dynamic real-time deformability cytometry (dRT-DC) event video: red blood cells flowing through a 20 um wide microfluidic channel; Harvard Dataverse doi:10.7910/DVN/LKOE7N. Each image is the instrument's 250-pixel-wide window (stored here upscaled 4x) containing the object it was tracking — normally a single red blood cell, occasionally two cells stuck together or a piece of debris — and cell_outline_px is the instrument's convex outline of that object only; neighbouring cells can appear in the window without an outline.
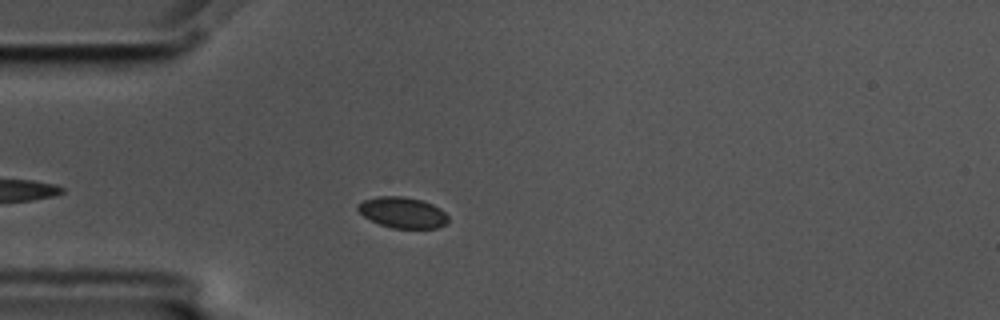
{"species": "common noctule bat (a hibernating species)", "species_latin": "Nyctalus noctula", "temperature_condition": "cold", "stored_images_in_passage": 42, "camera_frame_rate_fps": 3000, "um_per_image_px": 0.085, "animal": {"sex": "male", "body_mass_g": 17.5, "forearm_length_mm": 52.3}, "frame": {"image": 1, "passage_image": 8, "time_ms": 2.333, "image_size_px": [1000, 320], "cell_outline_px": [[448, 220], [444, 224], [436, 228], [392, 228], [380, 224], [364, 216], [356, 208], [364, 200], [376, 196], [404, 196], [424, 200], [440, 208], [448, 216]], "centroid_in_image_um": [34.23, 18.05], "position_along_channel_um": 50.8, "area_um2": 16.18}}
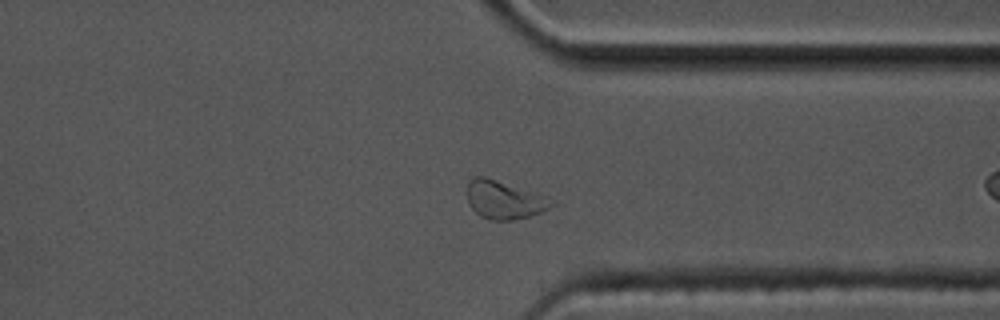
{"frame": {"image": 2, "passage_image": 33, "time_ms": 10.667, "image_size_px": [1000, 320], "cell_outline_px": [[556, 204], [540, 212], [528, 216], [512, 220], [492, 220], [480, 216], [468, 204], [468, 180], [476, 176], [484, 176], [556, 200]], "centroid_in_image_um": [42.84, 16.99], "position_along_channel_um": 368.6, "area_um2": 18.44}}
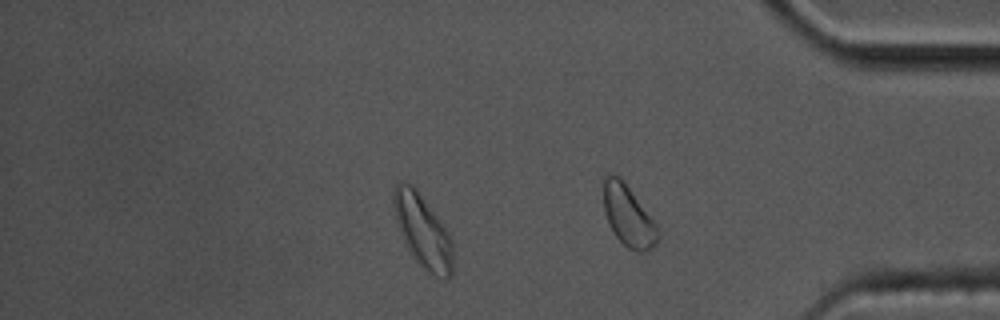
{"frame": {"image": 3, "passage_image": 39, "time_ms": 12.667, "image_size_px": [1000, 320], "cell_outline_px": [[452, 276], [448, 280], [432, 276], [412, 256], [400, 232], [396, 220], [392, 204], [392, 196], [396, 184], [400, 180], [412, 184], [416, 188], [448, 232], [452, 240]], "centroid_in_image_um": [35.92, 19.65], "position_along_channel_um": 399.3, "area_um2": 25.14}, "authors_computed_cell_mechanics": {"area_um2": 16.9065, "velocity_mm_per_s": 3.4142, "shape_relaxation_time_tau1_ms": 0.6908, "shape_relaxation_time_tau2_ms": 2.8601, "deformation_change_tau1": 0.0298, "deformation_change_tau2": 0.0725}}